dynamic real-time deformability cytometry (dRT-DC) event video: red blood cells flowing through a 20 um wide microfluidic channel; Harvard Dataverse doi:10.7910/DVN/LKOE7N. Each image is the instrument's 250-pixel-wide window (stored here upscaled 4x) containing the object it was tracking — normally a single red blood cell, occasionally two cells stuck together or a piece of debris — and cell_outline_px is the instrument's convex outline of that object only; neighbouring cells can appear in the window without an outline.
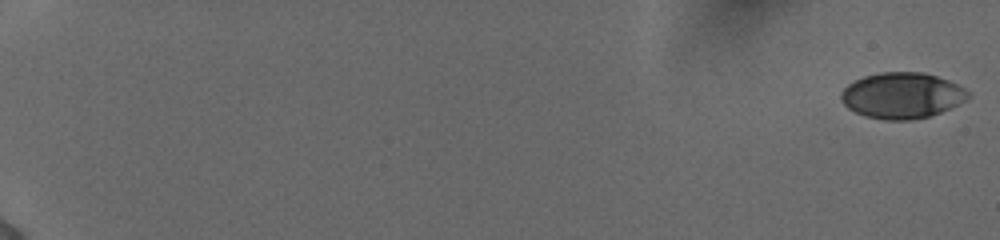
{"species": "human", "species_latin": "Homo sapiens", "temperature_condition": "cold", "stored_images_in_passage": 56, "camera_frame_rate_fps": 3000, "um_per_image_px": 0.085, "donor": {"sex": "female"}, "frame": {"image": 1, "passage_image": 1, "time_ms": 0.0, "image_size_px": [1000, 240], "cell_outline_px": [[972, 96], [940, 112], [928, 116], [912, 120], [884, 120], [864, 116], [848, 108], [840, 100], [840, 92], [848, 84], [864, 76], [880, 72], [924, 72], [948, 80], [964, 88]], "centroid_in_image_um": [76.63, 8.11], "position_along_channel_um": 8.4, "area_um2": 33.87}}
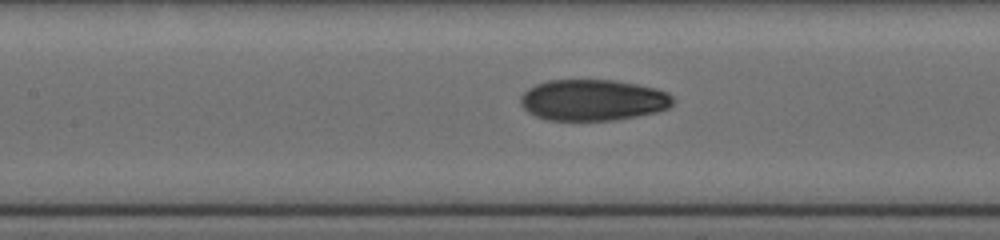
{"frame": {"image": 2, "passage_image": 30, "time_ms": 9.667, "image_size_px": [1000, 240], "cell_outline_px": [[676, 100], [668, 108], [656, 112], [616, 120], [548, 120], [536, 116], [528, 112], [520, 104], [520, 96], [528, 88], [536, 84], [548, 80], [612, 80], [636, 84], [656, 88], [668, 92]], "centroid_in_image_um": [50.4, 8.5], "position_along_channel_um": 157.0, "area_um2": 36.7}}
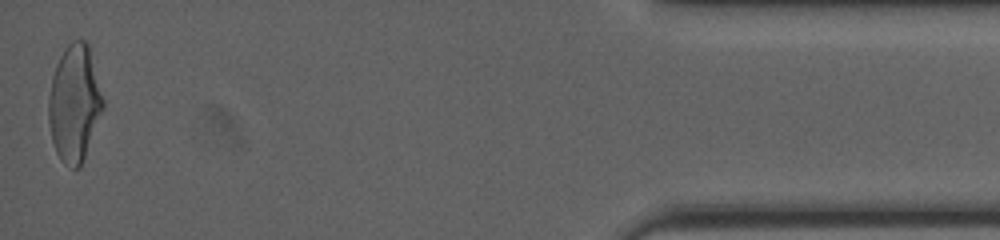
{"frame": {"image": 3, "passage_image": 56, "time_ms": 18.333, "image_size_px": [1000, 240], "cell_outline_px": [[104, 108], [84, 160], [80, 168], [72, 168], [64, 164], [60, 160], [56, 152], [52, 140], [48, 120], [48, 96], [52, 76], [56, 64], [60, 56], [68, 44], [72, 40], [84, 40], [88, 44], [104, 100]], "centroid_in_image_um": [6.32, 8.81], "position_along_channel_um": 428.9, "area_um2": 37.22}, "authors_computed_cell_mechanics": {"area_um2": 35.8071, "velocity_mm_per_s": 3.9027, "shape_relaxation_time_tau1_ms": 5.554, "shape_relaxation_time_tau2_ms": 1.8345, "deformation_change_tau1": 0.1735, "deformation_change_tau2": 0.0719}}